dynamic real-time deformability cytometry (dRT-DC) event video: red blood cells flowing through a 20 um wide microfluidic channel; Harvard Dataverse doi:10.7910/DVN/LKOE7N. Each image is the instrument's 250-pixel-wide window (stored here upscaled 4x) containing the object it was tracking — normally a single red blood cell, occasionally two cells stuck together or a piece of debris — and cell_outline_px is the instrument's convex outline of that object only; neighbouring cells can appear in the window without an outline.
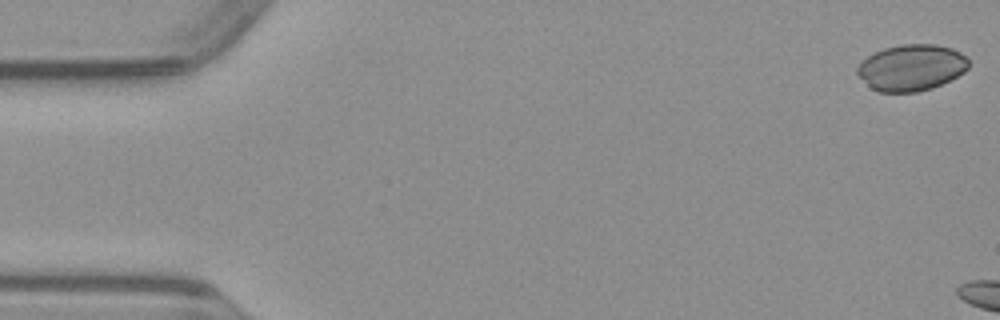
{"species": "common noctule bat (a hibernating species)", "species_latin": "Nyctalus noctula", "temperature_condition": "warm", "stored_images_in_passage": 5, "camera_frame_rate_fps": 3000, "um_per_image_px": 0.085, "animal": {"sex": "male", "body_mass_g": 23.1, "forearm_length_mm": 52.7}, "frame": {"image": 1, "passage_image": 1, "time_ms": 0.0, "image_size_px": [1000, 320], "cell_outline_px": [[968, 68], [964, 72], [932, 88], [916, 92], [876, 92], [856, 72], [856, 68], [868, 56], [884, 48], [904, 44], [936, 44], [952, 48], [960, 52], [968, 60]], "centroid_in_image_um": [77.47, 5.74], "position_along_channel_um": 7.5, "area_um2": 29.71}}